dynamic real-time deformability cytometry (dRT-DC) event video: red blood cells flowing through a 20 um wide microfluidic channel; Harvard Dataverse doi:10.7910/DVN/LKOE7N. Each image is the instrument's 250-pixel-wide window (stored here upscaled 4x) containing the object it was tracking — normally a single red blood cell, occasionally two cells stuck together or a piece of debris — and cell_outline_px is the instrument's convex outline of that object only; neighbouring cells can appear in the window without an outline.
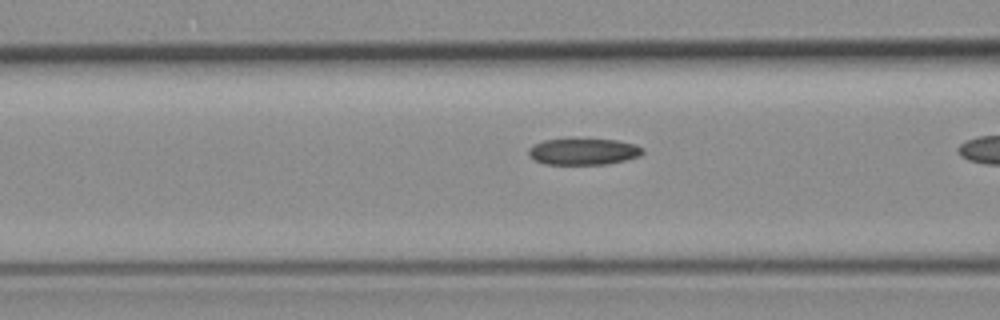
{"species": "common noctule bat (a hibernating species)", "species_latin": "Nyctalus noctula", "temperature_condition": "room temperature", "stored_images_in_passage": 23, "camera_frame_rate_fps": 3000, "um_per_image_px": 0.085, "animal": {"sex": "female", "body_mass_g": 19.3, "forearm_length_mm": 54.1}, "frame": {"image": 1, "passage_image": 18, "time_ms": 5.667, "image_size_px": [1000, 320], "cell_outline_px": [[644, 152], [640, 156], [624, 160], [604, 164], [544, 164], [532, 160], [528, 156], [528, 148], [532, 144], [544, 140], [616, 140], [636, 144], [644, 148]], "centroid_in_image_um": [49.56, 12.9], "position_along_channel_um": 117.0, "area_um2": 17.51}}
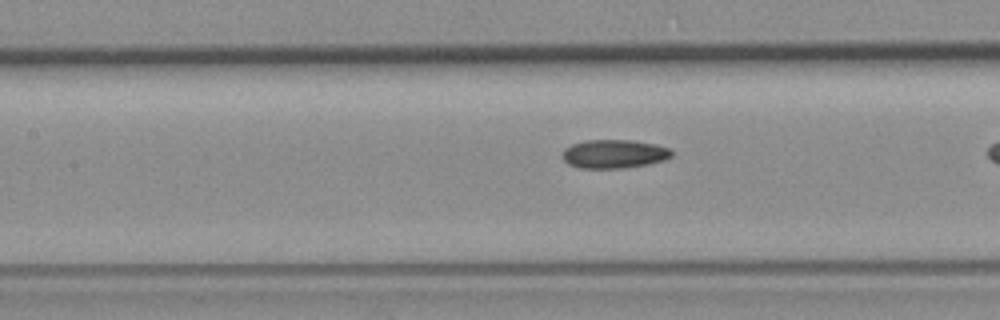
{"frame": {"image": 2, "passage_image": 21, "time_ms": 6.667, "image_size_px": [1000, 320], "cell_outline_px": [[672, 156], [664, 160], [648, 164], [624, 168], [580, 168], [568, 164], [560, 156], [564, 148], [572, 144], [584, 140], [632, 140], [656, 144], [668, 148], [672, 152]], "centroid_in_image_um": [52.16, 13.08], "position_along_channel_um": 155.2, "area_um2": 18.38}}